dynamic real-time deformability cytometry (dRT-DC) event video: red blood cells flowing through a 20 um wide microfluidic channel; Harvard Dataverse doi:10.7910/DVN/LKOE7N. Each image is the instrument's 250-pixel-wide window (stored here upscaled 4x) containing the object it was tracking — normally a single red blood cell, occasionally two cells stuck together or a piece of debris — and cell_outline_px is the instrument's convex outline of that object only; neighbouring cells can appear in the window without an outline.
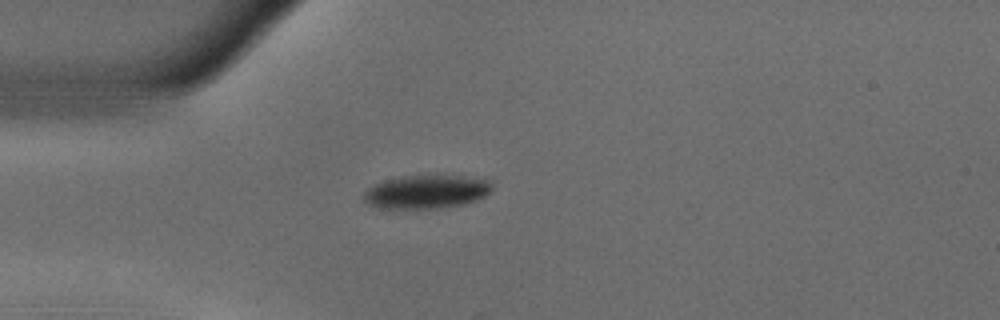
{"species": "common noctule bat (a hibernating species)", "species_latin": "Nyctalus noctula", "temperature_condition": "warm", "stored_images_in_passage": 32, "camera_frame_rate_fps": 3000, "um_per_image_px": 0.085, "animal": {"sex": "male", "body_mass_g": 18.8}, "frame": {"image": 1, "passage_image": 1, "time_ms": 0.0, "image_size_px": [1000, 320], "cell_outline_px": [[492, 188], [484, 196], [476, 200], [464, 204], [436, 208], [376, 208], [364, 204], [364, 192], [368, 188], [384, 180], [404, 176], [484, 176], [488, 180]], "centroid_in_image_um": [36.24, 16.3], "position_along_channel_um": 48.8, "area_um2": 25.09}}
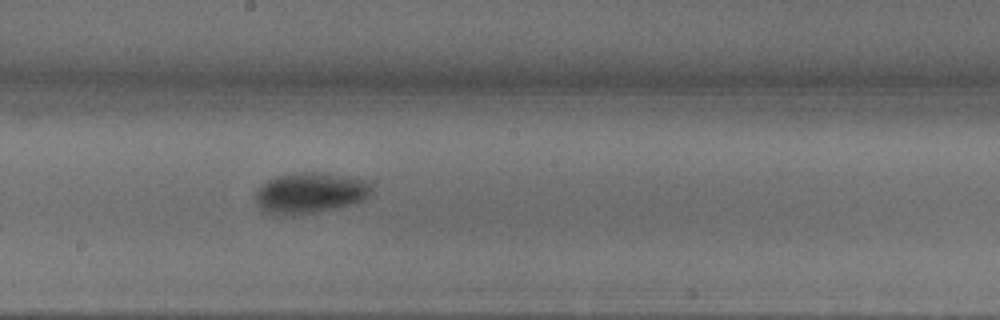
{"frame": {"image": 2, "passage_image": 16, "time_ms": 5.0, "image_size_px": [1000, 320], "cell_outline_px": [[372, 188], [368, 196], [364, 200], [352, 204], [336, 208], [316, 212], [292, 216], [272, 216], [260, 208], [256, 204], [256, 188], [260, 184], [276, 176], [300, 172], [316, 172], [364, 180]], "centroid_in_image_um": [26.26, 16.43], "position_along_channel_um": 221.9, "area_um2": 27.69}}
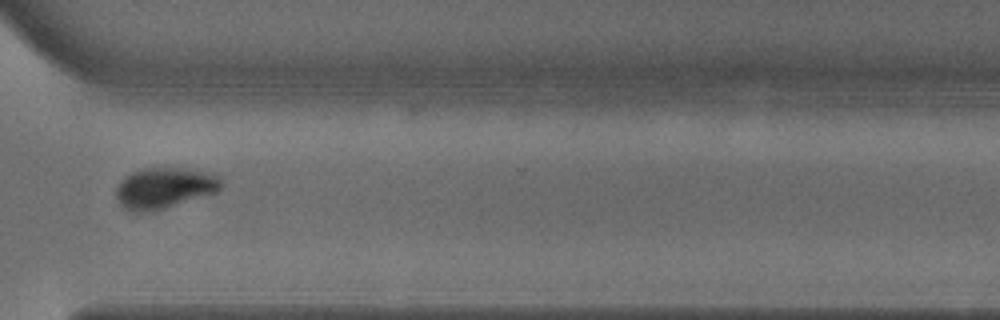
{"frame": {"image": 3, "passage_image": 27, "time_ms": 8.667, "image_size_px": [1000, 320], "cell_outline_px": [[224, 184], [216, 192], [152, 212], [128, 212], [120, 204], [116, 196], [116, 188], [120, 180], [132, 172], [144, 168], [184, 168], [216, 172], [220, 176]], "centroid_in_image_um": [13.99, 15.97], "position_along_channel_um": 356.6, "area_um2": 25.43}, "authors_computed_cell_mechanics": {"area_um2": 28.0619, "velocity_mm_per_s": 3.6845, "shape_relaxation_time_tau1_ms": 3.8057, "shape_relaxation_time_tau2_ms": 3.926, "deformation_change_tau1": 0.1568, "deformation_change_tau2": 0.0571}}